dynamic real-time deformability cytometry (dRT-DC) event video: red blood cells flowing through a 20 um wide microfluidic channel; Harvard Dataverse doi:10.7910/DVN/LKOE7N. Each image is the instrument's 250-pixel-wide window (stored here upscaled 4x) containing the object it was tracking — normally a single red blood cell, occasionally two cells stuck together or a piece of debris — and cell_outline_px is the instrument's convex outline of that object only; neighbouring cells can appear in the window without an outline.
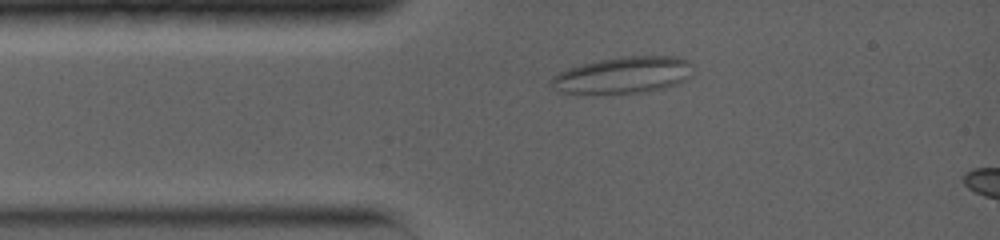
{"species": "common noctule bat (a hibernating species)", "species_latin": "Nyctalus noctula", "temperature_condition": "warm", "stored_images_in_passage": 6, "camera_frame_rate_fps": 5000, "um_per_image_px": 0.085, "animal": {"sex": "female", "body_mass_g": 19.0, "forearm_length_mm": 56.7}, "frame": {"image": 1, "passage_image": 5, "time_ms": 2.2, "image_size_px": [1000, 240], "cell_outline_px": [[692, 76], [688, 80], [664, 88], [644, 92], [560, 92], [552, 88], [548, 84], [548, 80], [552, 76], [568, 68], [580, 64], [620, 56], [676, 56], [688, 60]], "centroid_in_image_um": [52.96, 6.36], "position_along_channel_um": 32.0, "area_um2": 30.06}}